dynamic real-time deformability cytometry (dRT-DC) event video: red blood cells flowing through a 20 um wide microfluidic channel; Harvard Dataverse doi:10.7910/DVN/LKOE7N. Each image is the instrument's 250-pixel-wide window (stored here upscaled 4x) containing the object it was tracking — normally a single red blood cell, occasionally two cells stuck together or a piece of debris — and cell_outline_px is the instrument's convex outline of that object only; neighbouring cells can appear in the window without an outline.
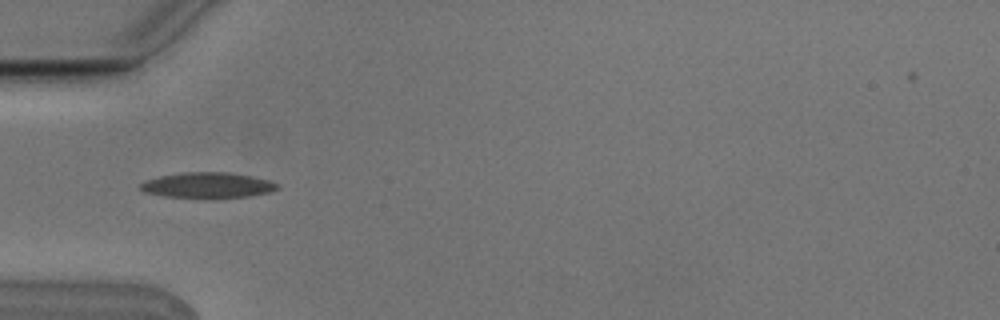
{"species": "Egyptian fruit bat (a non-hibernating species)", "species_latin": "Rousettus aegyptiacus", "temperature_condition": "cold", "stored_images_in_passage": 7, "camera_frame_rate_fps": 3000, "um_per_image_px": 0.085, "animal": {"sex": "male"}, "frame": {"image": 1, "passage_image": 5, "time_ms": 1.333, "image_size_px": [1000, 320], "cell_outline_px": [[280, 188], [268, 192], [252, 196], [212, 200], [208, 200], [164, 196], [144, 192], [140, 188], [140, 184], [144, 180], [160, 176], [184, 172], [228, 172], [268, 180], [280, 184]], "centroid_in_image_um": [17.64, 15.78], "position_along_channel_um": 67.4, "area_um2": 21.04}}
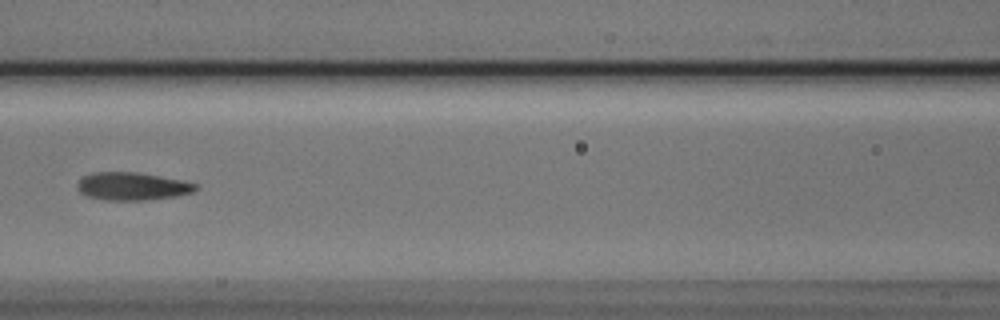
{"frame": {"image": 2, "passage_image": 7, "time_ms": 2.0, "image_size_px": [1000, 320], "cell_outline_px": [[200, 188], [192, 192], [176, 196], [144, 200], [108, 200], [88, 196], [80, 192], [76, 188], [76, 184], [84, 176], [92, 172], [136, 172], [160, 176], [180, 180], [196, 184]], "centroid_in_image_um": [11.23, 15.83], "position_along_channel_um": 155.4, "area_um2": 19.07}}